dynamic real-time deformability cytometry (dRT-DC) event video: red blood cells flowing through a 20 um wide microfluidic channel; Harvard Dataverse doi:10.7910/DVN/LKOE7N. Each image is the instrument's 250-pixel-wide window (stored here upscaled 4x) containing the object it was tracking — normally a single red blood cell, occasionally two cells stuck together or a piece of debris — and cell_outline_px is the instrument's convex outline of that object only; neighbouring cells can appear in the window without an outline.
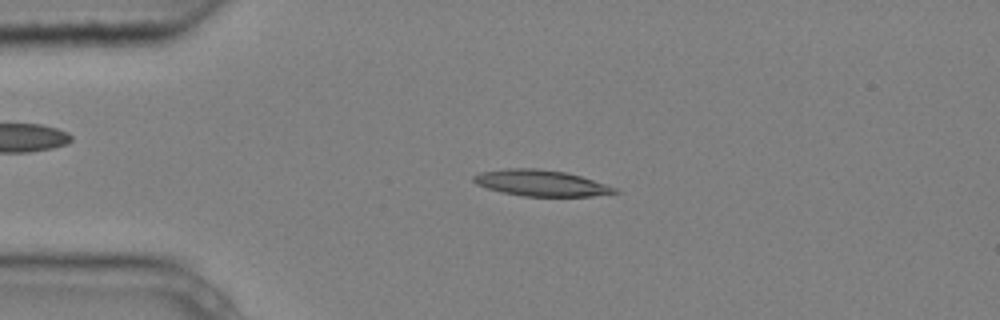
{"species": "common noctule bat (a hibernating species)", "species_latin": "Nyctalus noctula", "temperature_condition": "cold", "stored_images_in_passage": 5, "camera_frame_rate_fps": 3000, "um_per_image_px": 0.085, "animal": {"sex": "male", "body_mass_g": 20.4}, "frame": {"image": 1, "passage_image": 4, "time_ms": 1.0, "image_size_px": [1000, 320], "cell_outline_px": [[620, 192], [592, 196], [524, 196], [504, 192], [488, 188], [476, 184], [472, 180], [472, 176], [480, 172], [508, 168], [536, 168], [564, 172], [580, 176], [616, 188]], "centroid_in_image_um": [45.95, 15.55], "position_along_channel_um": 39.1, "area_um2": 21.15}}